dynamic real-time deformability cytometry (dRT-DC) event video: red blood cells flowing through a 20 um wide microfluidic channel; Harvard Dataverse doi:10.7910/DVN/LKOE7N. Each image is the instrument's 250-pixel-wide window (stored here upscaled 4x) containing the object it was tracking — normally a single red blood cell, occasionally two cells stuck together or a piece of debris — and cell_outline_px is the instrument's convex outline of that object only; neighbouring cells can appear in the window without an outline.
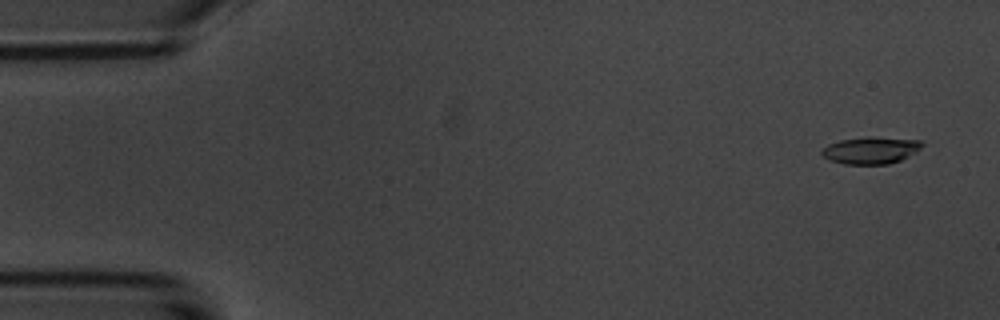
{"species": "common noctule bat (a hibernating species)", "species_latin": "Nyctalus noctula", "temperature_condition": "room temperature", "stored_images_in_passage": 4, "camera_frame_rate_fps": 3000, "um_per_image_px": 0.085, "animal": {"sex": "male", "body_mass_g": 20.1, "forearm_length_mm": 53.5}, "frame": {"image": 1, "passage_image": 1, "time_ms": 0.0, "image_size_px": [1000, 320], "cell_outline_px": [[924, 144], [916, 152], [900, 160], [888, 164], [844, 164], [828, 160], [820, 152], [820, 148], [828, 144], [840, 140], [868, 136], [920, 140]], "centroid_in_image_um": [73.98, 12.77], "position_along_channel_um": 11.0, "area_um2": 15.9}}